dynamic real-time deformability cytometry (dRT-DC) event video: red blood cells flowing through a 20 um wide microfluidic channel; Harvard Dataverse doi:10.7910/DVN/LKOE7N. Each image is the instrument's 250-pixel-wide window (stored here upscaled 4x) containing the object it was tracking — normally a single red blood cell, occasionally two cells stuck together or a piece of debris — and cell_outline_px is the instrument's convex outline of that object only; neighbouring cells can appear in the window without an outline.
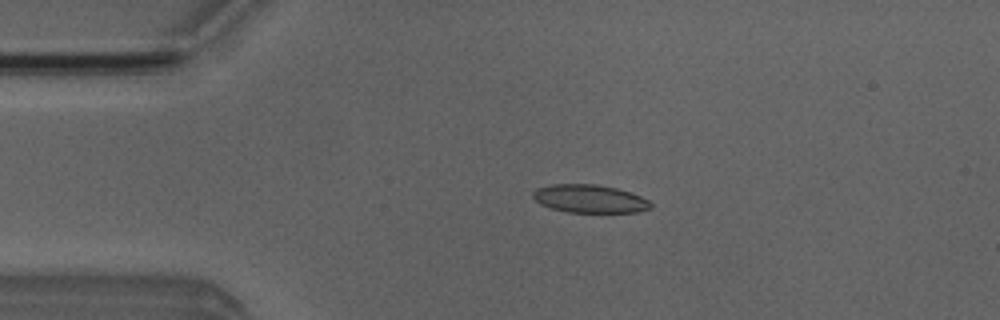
{"species": "Egyptian fruit bat (a non-hibernating species)", "species_latin": "Rousettus aegyptiacus", "temperature_condition": "room temperature", "stored_images_in_passage": 13, "camera_frame_rate_fps": 3000, "um_per_image_px": 0.085, "animal": {"sex": "male"}, "frame": {"image": 1, "passage_image": 10, "time_ms": 3.0, "image_size_px": [1000, 320], "cell_outline_px": [[652, 208], [636, 212], [564, 212], [540, 204], [532, 196], [532, 192], [536, 188], [552, 184], [596, 184], [616, 188], [632, 192], [648, 200], [652, 204]], "centroid_in_image_um": [50.11, 16.89], "position_along_channel_um": 34.9, "area_um2": 19.36}}